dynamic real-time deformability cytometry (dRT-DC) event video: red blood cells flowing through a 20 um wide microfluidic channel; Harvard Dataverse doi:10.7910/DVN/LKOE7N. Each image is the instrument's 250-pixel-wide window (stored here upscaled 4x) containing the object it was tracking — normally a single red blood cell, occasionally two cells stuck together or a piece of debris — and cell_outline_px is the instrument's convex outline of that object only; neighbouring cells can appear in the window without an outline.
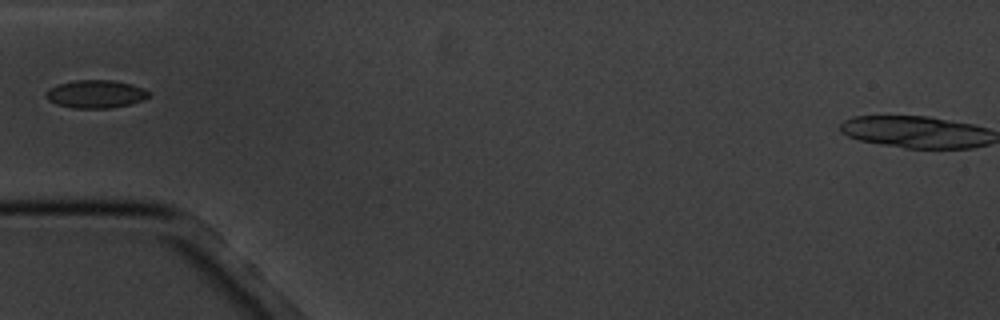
{"species": "common noctule bat (a hibernating species)", "species_latin": "Nyctalus noctula", "temperature_condition": "cold", "stored_images_in_passage": 1, "camera_frame_rate_fps": 3000, "um_per_image_px": 0.085, "animal": {"sex": "male", "body_mass_g": 20.1, "forearm_length_mm": 53.5}, "frame": {"image": 1, "passage_image": 1, "time_ms": 0.0, "image_size_px": [1000, 320], "cell_outline_px": [[148, 96], [144, 100], [128, 104], [108, 108], [72, 108], [56, 104], [48, 100], [44, 96], [44, 92], [48, 88], [56, 84], [76, 80], [112, 80], [132, 84], [144, 88], [148, 92]], "centroid_in_image_um": [8.07, 7.98], "position_along_channel_um": 76.9, "area_um2": 16.88}}